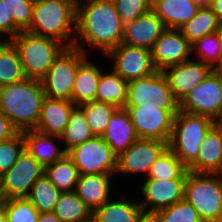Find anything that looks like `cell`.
Wrapping results in <instances>:
<instances>
[{
    "label": "cell",
    "mask_w": 222,
    "mask_h": 222,
    "mask_svg": "<svg viewBox=\"0 0 222 222\" xmlns=\"http://www.w3.org/2000/svg\"><path fill=\"white\" fill-rule=\"evenodd\" d=\"M199 8L210 7L213 0H192Z\"/></svg>",
    "instance_id": "47"
},
{
    "label": "cell",
    "mask_w": 222,
    "mask_h": 222,
    "mask_svg": "<svg viewBox=\"0 0 222 222\" xmlns=\"http://www.w3.org/2000/svg\"><path fill=\"white\" fill-rule=\"evenodd\" d=\"M24 150L22 132H17L10 139L0 142V176L11 169Z\"/></svg>",
    "instance_id": "39"
},
{
    "label": "cell",
    "mask_w": 222,
    "mask_h": 222,
    "mask_svg": "<svg viewBox=\"0 0 222 222\" xmlns=\"http://www.w3.org/2000/svg\"><path fill=\"white\" fill-rule=\"evenodd\" d=\"M213 69L196 60H189L167 67L163 72L175 98L180 102L194 87L200 84Z\"/></svg>",
    "instance_id": "17"
},
{
    "label": "cell",
    "mask_w": 222,
    "mask_h": 222,
    "mask_svg": "<svg viewBox=\"0 0 222 222\" xmlns=\"http://www.w3.org/2000/svg\"><path fill=\"white\" fill-rule=\"evenodd\" d=\"M74 165L83 174H115L117 155L102 136H94L67 152Z\"/></svg>",
    "instance_id": "10"
},
{
    "label": "cell",
    "mask_w": 222,
    "mask_h": 222,
    "mask_svg": "<svg viewBox=\"0 0 222 222\" xmlns=\"http://www.w3.org/2000/svg\"><path fill=\"white\" fill-rule=\"evenodd\" d=\"M119 190L117 192L119 195H113L107 202L93 211L94 222H136L141 217L143 211L137 195L134 194L133 196L130 193L128 195Z\"/></svg>",
    "instance_id": "20"
},
{
    "label": "cell",
    "mask_w": 222,
    "mask_h": 222,
    "mask_svg": "<svg viewBox=\"0 0 222 222\" xmlns=\"http://www.w3.org/2000/svg\"><path fill=\"white\" fill-rule=\"evenodd\" d=\"M114 180L115 174L79 175L74 192L94 211L117 194L119 187Z\"/></svg>",
    "instance_id": "19"
},
{
    "label": "cell",
    "mask_w": 222,
    "mask_h": 222,
    "mask_svg": "<svg viewBox=\"0 0 222 222\" xmlns=\"http://www.w3.org/2000/svg\"><path fill=\"white\" fill-rule=\"evenodd\" d=\"M26 79L17 48L11 41H0V87Z\"/></svg>",
    "instance_id": "29"
},
{
    "label": "cell",
    "mask_w": 222,
    "mask_h": 222,
    "mask_svg": "<svg viewBox=\"0 0 222 222\" xmlns=\"http://www.w3.org/2000/svg\"><path fill=\"white\" fill-rule=\"evenodd\" d=\"M187 171V167L182 161L167 148L152 165L148 176L144 179H186Z\"/></svg>",
    "instance_id": "33"
},
{
    "label": "cell",
    "mask_w": 222,
    "mask_h": 222,
    "mask_svg": "<svg viewBox=\"0 0 222 222\" xmlns=\"http://www.w3.org/2000/svg\"><path fill=\"white\" fill-rule=\"evenodd\" d=\"M53 212L61 222H91L93 211L74 192H62Z\"/></svg>",
    "instance_id": "28"
},
{
    "label": "cell",
    "mask_w": 222,
    "mask_h": 222,
    "mask_svg": "<svg viewBox=\"0 0 222 222\" xmlns=\"http://www.w3.org/2000/svg\"><path fill=\"white\" fill-rule=\"evenodd\" d=\"M44 98L41 80L26 78L0 87V111L18 132L35 129Z\"/></svg>",
    "instance_id": "2"
},
{
    "label": "cell",
    "mask_w": 222,
    "mask_h": 222,
    "mask_svg": "<svg viewBox=\"0 0 222 222\" xmlns=\"http://www.w3.org/2000/svg\"><path fill=\"white\" fill-rule=\"evenodd\" d=\"M37 222H61V220L55 215L53 211L39 213Z\"/></svg>",
    "instance_id": "44"
},
{
    "label": "cell",
    "mask_w": 222,
    "mask_h": 222,
    "mask_svg": "<svg viewBox=\"0 0 222 222\" xmlns=\"http://www.w3.org/2000/svg\"><path fill=\"white\" fill-rule=\"evenodd\" d=\"M62 192L45 176H41L32 186L27 198L39 212H51Z\"/></svg>",
    "instance_id": "35"
},
{
    "label": "cell",
    "mask_w": 222,
    "mask_h": 222,
    "mask_svg": "<svg viewBox=\"0 0 222 222\" xmlns=\"http://www.w3.org/2000/svg\"><path fill=\"white\" fill-rule=\"evenodd\" d=\"M219 20L210 7L199 8L196 15L179 30L192 45L197 40L216 32Z\"/></svg>",
    "instance_id": "31"
},
{
    "label": "cell",
    "mask_w": 222,
    "mask_h": 222,
    "mask_svg": "<svg viewBox=\"0 0 222 222\" xmlns=\"http://www.w3.org/2000/svg\"><path fill=\"white\" fill-rule=\"evenodd\" d=\"M185 180L142 179L136 186L132 183V187L137 188L130 187L129 191L130 193L132 190L136 191L135 194L138 195L137 199L144 214H155L184 199Z\"/></svg>",
    "instance_id": "11"
},
{
    "label": "cell",
    "mask_w": 222,
    "mask_h": 222,
    "mask_svg": "<svg viewBox=\"0 0 222 222\" xmlns=\"http://www.w3.org/2000/svg\"><path fill=\"white\" fill-rule=\"evenodd\" d=\"M192 59L215 70L222 64V45L216 32L207 34L191 45Z\"/></svg>",
    "instance_id": "34"
},
{
    "label": "cell",
    "mask_w": 222,
    "mask_h": 222,
    "mask_svg": "<svg viewBox=\"0 0 222 222\" xmlns=\"http://www.w3.org/2000/svg\"><path fill=\"white\" fill-rule=\"evenodd\" d=\"M187 170L194 173L222 174V135L215 124L204 136L198 157Z\"/></svg>",
    "instance_id": "23"
},
{
    "label": "cell",
    "mask_w": 222,
    "mask_h": 222,
    "mask_svg": "<svg viewBox=\"0 0 222 222\" xmlns=\"http://www.w3.org/2000/svg\"><path fill=\"white\" fill-rule=\"evenodd\" d=\"M108 68L101 73L96 100L112 104L117 108H124L127 100L128 81L116 74L110 67Z\"/></svg>",
    "instance_id": "27"
},
{
    "label": "cell",
    "mask_w": 222,
    "mask_h": 222,
    "mask_svg": "<svg viewBox=\"0 0 222 222\" xmlns=\"http://www.w3.org/2000/svg\"><path fill=\"white\" fill-rule=\"evenodd\" d=\"M83 109L88 125L94 136H102L110 122V117L118 109L112 104L94 100L80 105Z\"/></svg>",
    "instance_id": "36"
},
{
    "label": "cell",
    "mask_w": 222,
    "mask_h": 222,
    "mask_svg": "<svg viewBox=\"0 0 222 222\" xmlns=\"http://www.w3.org/2000/svg\"><path fill=\"white\" fill-rule=\"evenodd\" d=\"M125 25L151 10L152 0H112Z\"/></svg>",
    "instance_id": "41"
},
{
    "label": "cell",
    "mask_w": 222,
    "mask_h": 222,
    "mask_svg": "<svg viewBox=\"0 0 222 222\" xmlns=\"http://www.w3.org/2000/svg\"><path fill=\"white\" fill-rule=\"evenodd\" d=\"M76 4L75 0H35L31 25L26 31L74 47Z\"/></svg>",
    "instance_id": "3"
},
{
    "label": "cell",
    "mask_w": 222,
    "mask_h": 222,
    "mask_svg": "<svg viewBox=\"0 0 222 222\" xmlns=\"http://www.w3.org/2000/svg\"><path fill=\"white\" fill-rule=\"evenodd\" d=\"M96 58L98 61H95ZM98 58L101 59L102 57L88 55L78 66L74 80V88L71 94V102L75 106L96 100V91L101 73L108 67L106 64V67L102 66L104 64L101 63L102 61Z\"/></svg>",
    "instance_id": "18"
},
{
    "label": "cell",
    "mask_w": 222,
    "mask_h": 222,
    "mask_svg": "<svg viewBox=\"0 0 222 222\" xmlns=\"http://www.w3.org/2000/svg\"><path fill=\"white\" fill-rule=\"evenodd\" d=\"M74 107L75 105L70 100L49 99L45 97L35 130L61 137Z\"/></svg>",
    "instance_id": "24"
},
{
    "label": "cell",
    "mask_w": 222,
    "mask_h": 222,
    "mask_svg": "<svg viewBox=\"0 0 222 222\" xmlns=\"http://www.w3.org/2000/svg\"><path fill=\"white\" fill-rule=\"evenodd\" d=\"M8 222H37L39 212L27 197L2 200Z\"/></svg>",
    "instance_id": "37"
},
{
    "label": "cell",
    "mask_w": 222,
    "mask_h": 222,
    "mask_svg": "<svg viewBox=\"0 0 222 222\" xmlns=\"http://www.w3.org/2000/svg\"><path fill=\"white\" fill-rule=\"evenodd\" d=\"M216 33H217V35L219 37V41H220V43L222 45V21L219 22L218 27L216 29Z\"/></svg>",
    "instance_id": "49"
},
{
    "label": "cell",
    "mask_w": 222,
    "mask_h": 222,
    "mask_svg": "<svg viewBox=\"0 0 222 222\" xmlns=\"http://www.w3.org/2000/svg\"><path fill=\"white\" fill-rule=\"evenodd\" d=\"M136 222H158L153 214H142Z\"/></svg>",
    "instance_id": "46"
},
{
    "label": "cell",
    "mask_w": 222,
    "mask_h": 222,
    "mask_svg": "<svg viewBox=\"0 0 222 222\" xmlns=\"http://www.w3.org/2000/svg\"><path fill=\"white\" fill-rule=\"evenodd\" d=\"M25 142V150L30 153L45 169L61 160L67 152L60 136L49 135L29 129L22 131Z\"/></svg>",
    "instance_id": "22"
},
{
    "label": "cell",
    "mask_w": 222,
    "mask_h": 222,
    "mask_svg": "<svg viewBox=\"0 0 222 222\" xmlns=\"http://www.w3.org/2000/svg\"><path fill=\"white\" fill-rule=\"evenodd\" d=\"M87 56L79 48L66 47L41 79L45 97L71 101L78 66Z\"/></svg>",
    "instance_id": "9"
},
{
    "label": "cell",
    "mask_w": 222,
    "mask_h": 222,
    "mask_svg": "<svg viewBox=\"0 0 222 222\" xmlns=\"http://www.w3.org/2000/svg\"><path fill=\"white\" fill-rule=\"evenodd\" d=\"M94 137L88 125L86 115L80 106H75L71 112L68 124L61 135L62 144L66 152L73 147L83 144Z\"/></svg>",
    "instance_id": "30"
},
{
    "label": "cell",
    "mask_w": 222,
    "mask_h": 222,
    "mask_svg": "<svg viewBox=\"0 0 222 222\" xmlns=\"http://www.w3.org/2000/svg\"><path fill=\"white\" fill-rule=\"evenodd\" d=\"M124 24L112 0H80L76 4L74 47L102 56L122 43ZM94 52V53H93ZM93 53V54H92Z\"/></svg>",
    "instance_id": "1"
},
{
    "label": "cell",
    "mask_w": 222,
    "mask_h": 222,
    "mask_svg": "<svg viewBox=\"0 0 222 222\" xmlns=\"http://www.w3.org/2000/svg\"><path fill=\"white\" fill-rule=\"evenodd\" d=\"M124 107H149L165 111H180L179 101L170 88L163 71L128 81L127 100Z\"/></svg>",
    "instance_id": "8"
},
{
    "label": "cell",
    "mask_w": 222,
    "mask_h": 222,
    "mask_svg": "<svg viewBox=\"0 0 222 222\" xmlns=\"http://www.w3.org/2000/svg\"><path fill=\"white\" fill-rule=\"evenodd\" d=\"M22 30L14 23L11 15L5 6V2L0 0V41H11Z\"/></svg>",
    "instance_id": "42"
},
{
    "label": "cell",
    "mask_w": 222,
    "mask_h": 222,
    "mask_svg": "<svg viewBox=\"0 0 222 222\" xmlns=\"http://www.w3.org/2000/svg\"><path fill=\"white\" fill-rule=\"evenodd\" d=\"M102 138L117 156L139 139L131 116L125 108H118L112 114Z\"/></svg>",
    "instance_id": "25"
},
{
    "label": "cell",
    "mask_w": 222,
    "mask_h": 222,
    "mask_svg": "<svg viewBox=\"0 0 222 222\" xmlns=\"http://www.w3.org/2000/svg\"><path fill=\"white\" fill-rule=\"evenodd\" d=\"M167 148L168 143L164 141L137 139L126 151L121 152L117 156L115 179L119 182L117 181L115 183H120L118 186L125 191L126 189L124 188H126V186L123 187L121 182L128 180V182H125L128 185L129 180L132 179L134 182L136 181L135 184H137L138 180L140 181V179L146 178L152 165Z\"/></svg>",
    "instance_id": "7"
},
{
    "label": "cell",
    "mask_w": 222,
    "mask_h": 222,
    "mask_svg": "<svg viewBox=\"0 0 222 222\" xmlns=\"http://www.w3.org/2000/svg\"><path fill=\"white\" fill-rule=\"evenodd\" d=\"M215 71L219 74V76H220V78H221V80H222V64L219 65V66L215 69Z\"/></svg>",
    "instance_id": "51"
},
{
    "label": "cell",
    "mask_w": 222,
    "mask_h": 222,
    "mask_svg": "<svg viewBox=\"0 0 222 222\" xmlns=\"http://www.w3.org/2000/svg\"><path fill=\"white\" fill-rule=\"evenodd\" d=\"M210 8L217 15L219 22L222 21V0H213Z\"/></svg>",
    "instance_id": "45"
},
{
    "label": "cell",
    "mask_w": 222,
    "mask_h": 222,
    "mask_svg": "<svg viewBox=\"0 0 222 222\" xmlns=\"http://www.w3.org/2000/svg\"><path fill=\"white\" fill-rule=\"evenodd\" d=\"M130 114L140 139H156L169 142L174 117L180 111H165L149 107H124Z\"/></svg>",
    "instance_id": "15"
},
{
    "label": "cell",
    "mask_w": 222,
    "mask_h": 222,
    "mask_svg": "<svg viewBox=\"0 0 222 222\" xmlns=\"http://www.w3.org/2000/svg\"><path fill=\"white\" fill-rule=\"evenodd\" d=\"M184 199L202 222H222V174L187 171Z\"/></svg>",
    "instance_id": "5"
},
{
    "label": "cell",
    "mask_w": 222,
    "mask_h": 222,
    "mask_svg": "<svg viewBox=\"0 0 222 222\" xmlns=\"http://www.w3.org/2000/svg\"><path fill=\"white\" fill-rule=\"evenodd\" d=\"M214 124L207 116L180 111L174 117L168 148L188 168L197 159L200 144Z\"/></svg>",
    "instance_id": "6"
},
{
    "label": "cell",
    "mask_w": 222,
    "mask_h": 222,
    "mask_svg": "<svg viewBox=\"0 0 222 222\" xmlns=\"http://www.w3.org/2000/svg\"><path fill=\"white\" fill-rule=\"evenodd\" d=\"M11 42L17 48L26 78L41 80L66 46L53 38L21 31Z\"/></svg>",
    "instance_id": "4"
},
{
    "label": "cell",
    "mask_w": 222,
    "mask_h": 222,
    "mask_svg": "<svg viewBox=\"0 0 222 222\" xmlns=\"http://www.w3.org/2000/svg\"><path fill=\"white\" fill-rule=\"evenodd\" d=\"M180 111L207 116L214 121L222 118V80L212 70L180 102Z\"/></svg>",
    "instance_id": "12"
},
{
    "label": "cell",
    "mask_w": 222,
    "mask_h": 222,
    "mask_svg": "<svg viewBox=\"0 0 222 222\" xmlns=\"http://www.w3.org/2000/svg\"><path fill=\"white\" fill-rule=\"evenodd\" d=\"M44 175L61 192H72L79 178V171L72 159L65 155L61 160L45 168Z\"/></svg>",
    "instance_id": "32"
},
{
    "label": "cell",
    "mask_w": 222,
    "mask_h": 222,
    "mask_svg": "<svg viewBox=\"0 0 222 222\" xmlns=\"http://www.w3.org/2000/svg\"><path fill=\"white\" fill-rule=\"evenodd\" d=\"M199 7L192 0H152L151 10L166 29H180L197 13Z\"/></svg>",
    "instance_id": "26"
},
{
    "label": "cell",
    "mask_w": 222,
    "mask_h": 222,
    "mask_svg": "<svg viewBox=\"0 0 222 222\" xmlns=\"http://www.w3.org/2000/svg\"><path fill=\"white\" fill-rule=\"evenodd\" d=\"M153 215L158 222H202L195 208L186 199L159 210Z\"/></svg>",
    "instance_id": "38"
},
{
    "label": "cell",
    "mask_w": 222,
    "mask_h": 222,
    "mask_svg": "<svg viewBox=\"0 0 222 222\" xmlns=\"http://www.w3.org/2000/svg\"><path fill=\"white\" fill-rule=\"evenodd\" d=\"M111 69L124 80L131 81L151 75L157 71L152 61L151 50L121 43L105 55ZM107 59V61H105Z\"/></svg>",
    "instance_id": "14"
},
{
    "label": "cell",
    "mask_w": 222,
    "mask_h": 222,
    "mask_svg": "<svg viewBox=\"0 0 222 222\" xmlns=\"http://www.w3.org/2000/svg\"><path fill=\"white\" fill-rule=\"evenodd\" d=\"M44 172L43 166L24 150L11 169L0 176L1 199L27 197Z\"/></svg>",
    "instance_id": "13"
},
{
    "label": "cell",
    "mask_w": 222,
    "mask_h": 222,
    "mask_svg": "<svg viewBox=\"0 0 222 222\" xmlns=\"http://www.w3.org/2000/svg\"><path fill=\"white\" fill-rule=\"evenodd\" d=\"M0 222H8L4 207L0 204Z\"/></svg>",
    "instance_id": "48"
},
{
    "label": "cell",
    "mask_w": 222,
    "mask_h": 222,
    "mask_svg": "<svg viewBox=\"0 0 222 222\" xmlns=\"http://www.w3.org/2000/svg\"><path fill=\"white\" fill-rule=\"evenodd\" d=\"M5 2L8 14L11 15L14 23L22 30L26 31L32 21L33 6L35 0H1Z\"/></svg>",
    "instance_id": "40"
},
{
    "label": "cell",
    "mask_w": 222,
    "mask_h": 222,
    "mask_svg": "<svg viewBox=\"0 0 222 222\" xmlns=\"http://www.w3.org/2000/svg\"><path fill=\"white\" fill-rule=\"evenodd\" d=\"M152 61L158 71L192 59L191 44L179 29H166L151 49Z\"/></svg>",
    "instance_id": "16"
},
{
    "label": "cell",
    "mask_w": 222,
    "mask_h": 222,
    "mask_svg": "<svg viewBox=\"0 0 222 222\" xmlns=\"http://www.w3.org/2000/svg\"><path fill=\"white\" fill-rule=\"evenodd\" d=\"M165 30L166 27L163 22L150 10L124 25L122 43L151 50L156 40Z\"/></svg>",
    "instance_id": "21"
},
{
    "label": "cell",
    "mask_w": 222,
    "mask_h": 222,
    "mask_svg": "<svg viewBox=\"0 0 222 222\" xmlns=\"http://www.w3.org/2000/svg\"><path fill=\"white\" fill-rule=\"evenodd\" d=\"M17 132L10 120L0 111V142L10 139Z\"/></svg>",
    "instance_id": "43"
},
{
    "label": "cell",
    "mask_w": 222,
    "mask_h": 222,
    "mask_svg": "<svg viewBox=\"0 0 222 222\" xmlns=\"http://www.w3.org/2000/svg\"><path fill=\"white\" fill-rule=\"evenodd\" d=\"M215 125L219 128V131L221 132L222 135V118L215 121Z\"/></svg>",
    "instance_id": "50"
}]
</instances>
